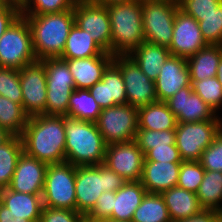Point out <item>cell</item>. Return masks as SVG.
Here are the masks:
<instances>
[{
  "instance_id": "50",
  "label": "cell",
  "mask_w": 222,
  "mask_h": 222,
  "mask_svg": "<svg viewBox=\"0 0 222 222\" xmlns=\"http://www.w3.org/2000/svg\"><path fill=\"white\" fill-rule=\"evenodd\" d=\"M89 1L98 5H101V6H109L112 4L127 3V2L138 1V0H89Z\"/></svg>"
},
{
  "instance_id": "52",
  "label": "cell",
  "mask_w": 222,
  "mask_h": 222,
  "mask_svg": "<svg viewBox=\"0 0 222 222\" xmlns=\"http://www.w3.org/2000/svg\"><path fill=\"white\" fill-rule=\"evenodd\" d=\"M218 81L220 82L221 86H222V56L221 59L219 61V65L217 67V75H216Z\"/></svg>"
},
{
  "instance_id": "31",
  "label": "cell",
  "mask_w": 222,
  "mask_h": 222,
  "mask_svg": "<svg viewBox=\"0 0 222 222\" xmlns=\"http://www.w3.org/2000/svg\"><path fill=\"white\" fill-rule=\"evenodd\" d=\"M133 222H172L161 194L146 193L136 208Z\"/></svg>"
},
{
  "instance_id": "4",
  "label": "cell",
  "mask_w": 222,
  "mask_h": 222,
  "mask_svg": "<svg viewBox=\"0 0 222 222\" xmlns=\"http://www.w3.org/2000/svg\"><path fill=\"white\" fill-rule=\"evenodd\" d=\"M111 24L110 53L128 55L144 41L142 0L106 6Z\"/></svg>"
},
{
  "instance_id": "35",
  "label": "cell",
  "mask_w": 222,
  "mask_h": 222,
  "mask_svg": "<svg viewBox=\"0 0 222 222\" xmlns=\"http://www.w3.org/2000/svg\"><path fill=\"white\" fill-rule=\"evenodd\" d=\"M101 81L107 83L108 101H113V106L127 104L123 76L113 62L103 72Z\"/></svg>"
},
{
  "instance_id": "11",
  "label": "cell",
  "mask_w": 222,
  "mask_h": 222,
  "mask_svg": "<svg viewBox=\"0 0 222 222\" xmlns=\"http://www.w3.org/2000/svg\"><path fill=\"white\" fill-rule=\"evenodd\" d=\"M107 145L135 140L138 130V109L129 104L101 110L95 122Z\"/></svg>"
},
{
  "instance_id": "49",
  "label": "cell",
  "mask_w": 222,
  "mask_h": 222,
  "mask_svg": "<svg viewBox=\"0 0 222 222\" xmlns=\"http://www.w3.org/2000/svg\"><path fill=\"white\" fill-rule=\"evenodd\" d=\"M0 222H31V221L11 213V211L0 202Z\"/></svg>"
},
{
  "instance_id": "10",
  "label": "cell",
  "mask_w": 222,
  "mask_h": 222,
  "mask_svg": "<svg viewBox=\"0 0 222 222\" xmlns=\"http://www.w3.org/2000/svg\"><path fill=\"white\" fill-rule=\"evenodd\" d=\"M222 120L177 123L175 144L183 161H199L222 129Z\"/></svg>"
},
{
  "instance_id": "19",
  "label": "cell",
  "mask_w": 222,
  "mask_h": 222,
  "mask_svg": "<svg viewBox=\"0 0 222 222\" xmlns=\"http://www.w3.org/2000/svg\"><path fill=\"white\" fill-rule=\"evenodd\" d=\"M158 101L165 102L184 87H191L187 59L170 55L154 81Z\"/></svg>"
},
{
  "instance_id": "28",
  "label": "cell",
  "mask_w": 222,
  "mask_h": 222,
  "mask_svg": "<svg viewBox=\"0 0 222 222\" xmlns=\"http://www.w3.org/2000/svg\"><path fill=\"white\" fill-rule=\"evenodd\" d=\"M106 52L92 39L91 33L74 23L66 40L61 59H78L100 56Z\"/></svg>"
},
{
  "instance_id": "6",
  "label": "cell",
  "mask_w": 222,
  "mask_h": 222,
  "mask_svg": "<svg viewBox=\"0 0 222 222\" xmlns=\"http://www.w3.org/2000/svg\"><path fill=\"white\" fill-rule=\"evenodd\" d=\"M35 61L30 27L20 16L0 38V67L19 70Z\"/></svg>"
},
{
  "instance_id": "22",
  "label": "cell",
  "mask_w": 222,
  "mask_h": 222,
  "mask_svg": "<svg viewBox=\"0 0 222 222\" xmlns=\"http://www.w3.org/2000/svg\"><path fill=\"white\" fill-rule=\"evenodd\" d=\"M0 202L16 216L31 222H39L43 208L42 195L20 193L3 188L0 189Z\"/></svg>"
},
{
  "instance_id": "56",
  "label": "cell",
  "mask_w": 222,
  "mask_h": 222,
  "mask_svg": "<svg viewBox=\"0 0 222 222\" xmlns=\"http://www.w3.org/2000/svg\"><path fill=\"white\" fill-rule=\"evenodd\" d=\"M9 1L16 2L19 6L22 4V0H9Z\"/></svg>"
},
{
  "instance_id": "17",
  "label": "cell",
  "mask_w": 222,
  "mask_h": 222,
  "mask_svg": "<svg viewBox=\"0 0 222 222\" xmlns=\"http://www.w3.org/2000/svg\"><path fill=\"white\" fill-rule=\"evenodd\" d=\"M165 102L175 115L177 123L222 120L198 94L192 91V87L180 89Z\"/></svg>"
},
{
  "instance_id": "3",
  "label": "cell",
  "mask_w": 222,
  "mask_h": 222,
  "mask_svg": "<svg viewBox=\"0 0 222 222\" xmlns=\"http://www.w3.org/2000/svg\"><path fill=\"white\" fill-rule=\"evenodd\" d=\"M65 162L73 166L104 163L107 144L95 122L64 116Z\"/></svg>"
},
{
  "instance_id": "39",
  "label": "cell",
  "mask_w": 222,
  "mask_h": 222,
  "mask_svg": "<svg viewBox=\"0 0 222 222\" xmlns=\"http://www.w3.org/2000/svg\"><path fill=\"white\" fill-rule=\"evenodd\" d=\"M204 174L205 169L199 161H183L180 166L177 186L196 194Z\"/></svg>"
},
{
  "instance_id": "47",
  "label": "cell",
  "mask_w": 222,
  "mask_h": 222,
  "mask_svg": "<svg viewBox=\"0 0 222 222\" xmlns=\"http://www.w3.org/2000/svg\"><path fill=\"white\" fill-rule=\"evenodd\" d=\"M89 91L101 109L113 106V101H108L107 83L99 81Z\"/></svg>"
},
{
  "instance_id": "12",
  "label": "cell",
  "mask_w": 222,
  "mask_h": 222,
  "mask_svg": "<svg viewBox=\"0 0 222 222\" xmlns=\"http://www.w3.org/2000/svg\"><path fill=\"white\" fill-rule=\"evenodd\" d=\"M112 62L123 76L127 104L139 109L158 101L154 81L141 71L129 55H114Z\"/></svg>"
},
{
  "instance_id": "37",
  "label": "cell",
  "mask_w": 222,
  "mask_h": 222,
  "mask_svg": "<svg viewBox=\"0 0 222 222\" xmlns=\"http://www.w3.org/2000/svg\"><path fill=\"white\" fill-rule=\"evenodd\" d=\"M191 87L192 91L198 94L217 114L222 105V86L217 77L191 81Z\"/></svg>"
},
{
  "instance_id": "2",
  "label": "cell",
  "mask_w": 222,
  "mask_h": 222,
  "mask_svg": "<svg viewBox=\"0 0 222 222\" xmlns=\"http://www.w3.org/2000/svg\"><path fill=\"white\" fill-rule=\"evenodd\" d=\"M30 27L37 60L61 57L70 29L75 23L74 9L42 15H21Z\"/></svg>"
},
{
  "instance_id": "55",
  "label": "cell",
  "mask_w": 222,
  "mask_h": 222,
  "mask_svg": "<svg viewBox=\"0 0 222 222\" xmlns=\"http://www.w3.org/2000/svg\"><path fill=\"white\" fill-rule=\"evenodd\" d=\"M158 1H168V2L179 4L181 0H158Z\"/></svg>"
},
{
  "instance_id": "8",
  "label": "cell",
  "mask_w": 222,
  "mask_h": 222,
  "mask_svg": "<svg viewBox=\"0 0 222 222\" xmlns=\"http://www.w3.org/2000/svg\"><path fill=\"white\" fill-rule=\"evenodd\" d=\"M45 73L47 100L45 115L66 116L70 95L75 90V82L64 59L46 58Z\"/></svg>"
},
{
  "instance_id": "24",
  "label": "cell",
  "mask_w": 222,
  "mask_h": 222,
  "mask_svg": "<svg viewBox=\"0 0 222 222\" xmlns=\"http://www.w3.org/2000/svg\"><path fill=\"white\" fill-rule=\"evenodd\" d=\"M146 193L141 181H127L115 192L116 200L113 204V213L108 219L132 221L133 214Z\"/></svg>"
},
{
  "instance_id": "36",
  "label": "cell",
  "mask_w": 222,
  "mask_h": 222,
  "mask_svg": "<svg viewBox=\"0 0 222 222\" xmlns=\"http://www.w3.org/2000/svg\"><path fill=\"white\" fill-rule=\"evenodd\" d=\"M75 2L76 0H25L20 5V10L21 15L59 13L74 9Z\"/></svg>"
},
{
  "instance_id": "5",
  "label": "cell",
  "mask_w": 222,
  "mask_h": 222,
  "mask_svg": "<svg viewBox=\"0 0 222 222\" xmlns=\"http://www.w3.org/2000/svg\"><path fill=\"white\" fill-rule=\"evenodd\" d=\"M127 181L104 164L76 166V210L86 216L105 191L116 192Z\"/></svg>"
},
{
  "instance_id": "42",
  "label": "cell",
  "mask_w": 222,
  "mask_h": 222,
  "mask_svg": "<svg viewBox=\"0 0 222 222\" xmlns=\"http://www.w3.org/2000/svg\"><path fill=\"white\" fill-rule=\"evenodd\" d=\"M222 0H181L179 9L192 17H204L216 9Z\"/></svg>"
},
{
  "instance_id": "20",
  "label": "cell",
  "mask_w": 222,
  "mask_h": 222,
  "mask_svg": "<svg viewBox=\"0 0 222 222\" xmlns=\"http://www.w3.org/2000/svg\"><path fill=\"white\" fill-rule=\"evenodd\" d=\"M114 55L105 53L89 58L64 59L74 78L75 89H90L101 81L103 72L113 61Z\"/></svg>"
},
{
  "instance_id": "46",
  "label": "cell",
  "mask_w": 222,
  "mask_h": 222,
  "mask_svg": "<svg viewBox=\"0 0 222 222\" xmlns=\"http://www.w3.org/2000/svg\"><path fill=\"white\" fill-rule=\"evenodd\" d=\"M21 16L20 6L10 1L0 11V38L4 32Z\"/></svg>"
},
{
  "instance_id": "27",
  "label": "cell",
  "mask_w": 222,
  "mask_h": 222,
  "mask_svg": "<svg viewBox=\"0 0 222 222\" xmlns=\"http://www.w3.org/2000/svg\"><path fill=\"white\" fill-rule=\"evenodd\" d=\"M177 120L166 102L156 101L138 109V129L175 130Z\"/></svg>"
},
{
  "instance_id": "18",
  "label": "cell",
  "mask_w": 222,
  "mask_h": 222,
  "mask_svg": "<svg viewBox=\"0 0 222 222\" xmlns=\"http://www.w3.org/2000/svg\"><path fill=\"white\" fill-rule=\"evenodd\" d=\"M47 167L48 164L23 151L8 188L20 193L42 195Z\"/></svg>"
},
{
  "instance_id": "32",
  "label": "cell",
  "mask_w": 222,
  "mask_h": 222,
  "mask_svg": "<svg viewBox=\"0 0 222 222\" xmlns=\"http://www.w3.org/2000/svg\"><path fill=\"white\" fill-rule=\"evenodd\" d=\"M22 152L23 144L20 136H12L0 145V189L8 188L10 185Z\"/></svg>"
},
{
  "instance_id": "15",
  "label": "cell",
  "mask_w": 222,
  "mask_h": 222,
  "mask_svg": "<svg viewBox=\"0 0 222 222\" xmlns=\"http://www.w3.org/2000/svg\"><path fill=\"white\" fill-rule=\"evenodd\" d=\"M144 159L143 151L133 140L107 145L103 164L126 181H140Z\"/></svg>"
},
{
  "instance_id": "58",
  "label": "cell",
  "mask_w": 222,
  "mask_h": 222,
  "mask_svg": "<svg viewBox=\"0 0 222 222\" xmlns=\"http://www.w3.org/2000/svg\"><path fill=\"white\" fill-rule=\"evenodd\" d=\"M82 222H91V221H88L87 219H84Z\"/></svg>"
},
{
  "instance_id": "57",
  "label": "cell",
  "mask_w": 222,
  "mask_h": 222,
  "mask_svg": "<svg viewBox=\"0 0 222 222\" xmlns=\"http://www.w3.org/2000/svg\"><path fill=\"white\" fill-rule=\"evenodd\" d=\"M217 222H222V213L218 216Z\"/></svg>"
},
{
  "instance_id": "45",
  "label": "cell",
  "mask_w": 222,
  "mask_h": 222,
  "mask_svg": "<svg viewBox=\"0 0 222 222\" xmlns=\"http://www.w3.org/2000/svg\"><path fill=\"white\" fill-rule=\"evenodd\" d=\"M144 161L182 163L176 144L154 146L145 155Z\"/></svg>"
},
{
  "instance_id": "43",
  "label": "cell",
  "mask_w": 222,
  "mask_h": 222,
  "mask_svg": "<svg viewBox=\"0 0 222 222\" xmlns=\"http://www.w3.org/2000/svg\"><path fill=\"white\" fill-rule=\"evenodd\" d=\"M84 219L77 210L43 207L39 222H82Z\"/></svg>"
},
{
  "instance_id": "26",
  "label": "cell",
  "mask_w": 222,
  "mask_h": 222,
  "mask_svg": "<svg viewBox=\"0 0 222 222\" xmlns=\"http://www.w3.org/2000/svg\"><path fill=\"white\" fill-rule=\"evenodd\" d=\"M222 56V45H207L195 55L187 58L191 81H201L217 75V67Z\"/></svg>"
},
{
  "instance_id": "1",
  "label": "cell",
  "mask_w": 222,
  "mask_h": 222,
  "mask_svg": "<svg viewBox=\"0 0 222 222\" xmlns=\"http://www.w3.org/2000/svg\"><path fill=\"white\" fill-rule=\"evenodd\" d=\"M23 151L46 164L65 162L64 116L29 117L21 134Z\"/></svg>"
},
{
  "instance_id": "25",
  "label": "cell",
  "mask_w": 222,
  "mask_h": 222,
  "mask_svg": "<svg viewBox=\"0 0 222 222\" xmlns=\"http://www.w3.org/2000/svg\"><path fill=\"white\" fill-rule=\"evenodd\" d=\"M150 80L158 78L161 66L171 55L167 47L144 41L128 54Z\"/></svg>"
},
{
  "instance_id": "21",
  "label": "cell",
  "mask_w": 222,
  "mask_h": 222,
  "mask_svg": "<svg viewBox=\"0 0 222 222\" xmlns=\"http://www.w3.org/2000/svg\"><path fill=\"white\" fill-rule=\"evenodd\" d=\"M181 163L144 161L141 183L147 193H157L177 186Z\"/></svg>"
},
{
  "instance_id": "7",
  "label": "cell",
  "mask_w": 222,
  "mask_h": 222,
  "mask_svg": "<svg viewBox=\"0 0 222 222\" xmlns=\"http://www.w3.org/2000/svg\"><path fill=\"white\" fill-rule=\"evenodd\" d=\"M75 176L76 166L70 163L48 164L42 193L43 207L76 210Z\"/></svg>"
},
{
  "instance_id": "23",
  "label": "cell",
  "mask_w": 222,
  "mask_h": 222,
  "mask_svg": "<svg viewBox=\"0 0 222 222\" xmlns=\"http://www.w3.org/2000/svg\"><path fill=\"white\" fill-rule=\"evenodd\" d=\"M161 195L168 208L172 222L188 219L203 210L197 195L179 186H174L162 192Z\"/></svg>"
},
{
  "instance_id": "16",
  "label": "cell",
  "mask_w": 222,
  "mask_h": 222,
  "mask_svg": "<svg viewBox=\"0 0 222 222\" xmlns=\"http://www.w3.org/2000/svg\"><path fill=\"white\" fill-rule=\"evenodd\" d=\"M206 46L207 43L201 35L198 21L178 9L175 15L172 41L168 47L170 54L187 59Z\"/></svg>"
},
{
  "instance_id": "53",
  "label": "cell",
  "mask_w": 222,
  "mask_h": 222,
  "mask_svg": "<svg viewBox=\"0 0 222 222\" xmlns=\"http://www.w3.org/2000/svg\"><path fill=\"white\" fill-rule=\"evenodd\" d=\"M92 222H133V221H117V220H111V219H102V220H96Z\"/></svg>"
},
{
  "instance_id": "14",
  "label": "cell",
  "mask_w": 222,
  "mask_h": 222,
  "mask_svg": "<svg viewBox=\"0 0 222 222\" xmlns=\"http://www.w3.org/2000/svg\"><path fill=\"white\" fill-rule=\"evenodd\" d=\"M75 24L91 33L92 39L107 53H110L111 24L106 6L89 0L76 1L74 5Z\"/></svg>"
},
{
  "instance_id": "34",
  "label": "cell",
  "mask_w": 222,
  "mask_h": 222,
  "mask_svg": "<svg viewBox=\"0 0 222 222\" xmlns=\"http://www.w3.org/2000/svg\"><path fill=\"white\" fill-rule=\"evenodd\" d=\"M194 18L207 45H222V2L209 15Z\"/></svg>"
},
{
  "instance_id": "54",
  "label": "cell",
  "mask_w": 222,
  "mask_h": 222,
  "mask_svg": "<svg viewBox=\"0 0 222 222\" xmlns=\"http://www.w3.org/2000/svg\"><path fill=\"white\" fill-rule=\"evenodd\" d=\"M9 0H0V11L9 3Z\"/></svg>"
},
{
  "instance_id": "41",
  "label": "cell",
  "mask_w": 222,
  "mask_h": 222,
  "mask_svg": "<svg viewBox=\"0 0 222 222\" xmlns=\"http://www.w3.org/2000/svg\"><path fill=\"white\" fill-rule=\"evenodd\" d=\"M199 162L205 170L222 172V129L203 151Z\"/></svg>"
},
{
  "instance_id": "40",
  "label": "cell",
  "mask_w": 222,
  "mask_h": 222,
  "mask_svg": "<svg viewBox=\"0 0 222 222\" xmlns=\"http://www.w3.org/2000/svg\"><path fill=\"white\" fill-rule=\"evenodd\" d=\"M0 95L22 105L19 70L0 67Z\"/></svg>"
},
{
  "instance_id": "51",
  "label": "cell",
  "mask_w": 222,
  "mask_h": 222,
  "mask_svg": "<svg viewBox=\"0 0 222 222\" xmlns=\"http://www.w3.org/2000/svg\"><path fill=\"white\" fill-rule=\"evenodd\" d=\"M13 135L0 126V145L8 141Z\"/></svg>"
},
{
  "instance_id": "30",
  "label": "cell",
  "mask_w": 222,
  "mask_h": 222,
  "mask_svg": "<svg viewBox=\"0 0 222 222\" xmlns=\"http://www.w3.org/2000/svg\"><path fill=\"white\" fill-rule=\"evenodd\" d=\"M196 195L203 209L222 213V172L205 170Z\"/></svg>"
},
{
  "instance_id": "29",
  "label": "cell",
  "mask_w": 222,
  "mask_h": 222,
  "mask_svg": "<svg viewBox=\"0 0 222 222\" xmlns=\"http://www.w3.org/2000/svg\"><path fill=\"white\" fill-rule=\"evenodd\" d=\"M101 110L89 89H75L70 95L66 116L73 119L96 122Z\"/></svg>"
},
{
  "instance_id": "33",
  "label": "cell",
  "mask_w": 222,
  "mask_h": 222,
  "mask_svg": "<svg viewBox=\"0 0 222 222\" xmlns=\"http://www.w3.org/2000/svg\"><path fill=\"white\" fill-rule=\"evenodd\" d=\"M29 116L21 104L0 95V126L13 136H21Z\"/></svg>"
},
{
  "instance_id": "9",
  "label": "cell",
  "mask_w": 222,
  "mask_h": 222,
  "mask_svg": "<svg viewBox=\"0 0 222 222\" xmlns=\"http://www.w3.org/2000/svg\"><path fill=\"white\" fill-rule=\"evenodd\" d=\"M178 9L177 3L142 0L145 41L168 48L172 41L175 15Z\"/></svg>"
},
{
  "instance_id": "38",
  "label": "cell",
  "mask_w": 222,
  "mask_h": 222,
  "mask_svg": "<svg viewBox=\"0 0 222 222\" xmlns=\"http://www.w3.org/2000/svg\"><path fill=\"white\" fill-rule=\"evenodd\" d=\"M138 147L145 155L154 146L175 144V130L138 129L135 137Z\"/></svg>"
},
{
  "instance_id": "48",
  "label": "cell",
  "mask_w": 222,
  "mask_h": 222,
  "mask_svg": "<svg viewBox=\"0 0 222 222\" xmlns=\"http://www.w3.org/2000/svg\"><path fill=\"white\" fill-rule=\"evenodd\" d=\"M221 212L203 209L200 213L178 222H217Z\"/></svg>"
},
{
  "instance_id": "44",
  "label": "cell",
  "mask_w": 222,
  "mask_h": 222,
  "mask_svg": "<svg viewBox=\"0 0 222 222\" xmlns=\"http://www.w3.org/2000/svg\"><path fill=\"white\" fill-rule=\"evenodd\" d=\"M115 192L105 191L97 199L94 208L85 216L88 221L108 219L113 213Z\"/></svg>"
},
{
  "instance_id": "13",
  "label": "cell",
  "mask_w": 222,
  "mask_h": 222,
  "mask_svg": "<svg viewBox=\"0 0 222 222\" xmlns=\"http://www.w3.org/2000/svg\"><path fill=\"white\" fill-rule=\"evenodd\" d=\"M22 107L29 117L45 114L47 82L45 62L37 60L19 69Z\"/></svg>"
}]
</instances>
